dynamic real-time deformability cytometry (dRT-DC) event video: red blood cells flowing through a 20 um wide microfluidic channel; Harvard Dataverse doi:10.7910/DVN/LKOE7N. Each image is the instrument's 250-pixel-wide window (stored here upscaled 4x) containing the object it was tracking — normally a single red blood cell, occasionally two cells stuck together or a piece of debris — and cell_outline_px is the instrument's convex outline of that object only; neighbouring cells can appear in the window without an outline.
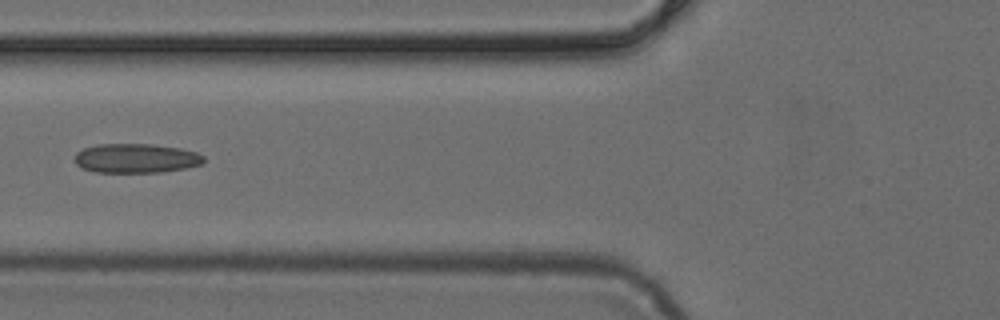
{"species": "common noctule bat (a hibernating species)", "species_latin": "Nyctalus noctula", "temperature_condition": "cold", "stored_images_in_passage": 5, "camera_frame_rate_fps": 3000, "um_per_image_px": 0.085, "animal": {"sex": "female", "body_mass_g": 24.6, "forearm_length_mm": 56.2}, "frame": {"image": 1, "passage_image": 5, "time_ms": 1.333, "image_size_px": [1000, 320], "cell_outline_px": [[204, 160], [200, 164], [184, 168], [160, 172], [96, 172], [80, 168], [76, 164], [76, 152], [84, 148], [100, 144], [152, 144], [180, 148], [196, 152], [204, 156]], "centroid_in_image_um": [11.54, 13.45], "position_along_channel_um": 114.3, "area_um2": 21.91}}